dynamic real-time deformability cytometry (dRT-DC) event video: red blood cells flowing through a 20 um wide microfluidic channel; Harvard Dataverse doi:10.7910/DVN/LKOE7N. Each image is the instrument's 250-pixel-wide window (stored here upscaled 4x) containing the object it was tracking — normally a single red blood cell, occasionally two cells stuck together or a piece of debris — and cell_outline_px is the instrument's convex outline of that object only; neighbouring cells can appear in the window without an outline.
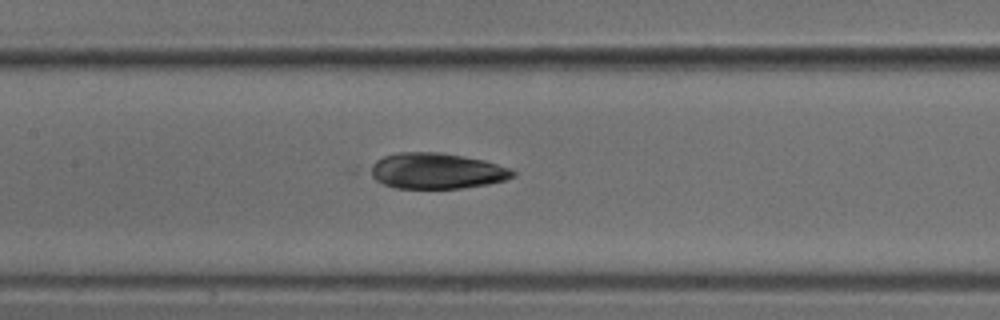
{"species": "common noctule bat (a hibernating species)", "species_latin": "Nyctalus noctula", "temperature_condition": "cold", "stored_images_in_passage": 36, "camera_frame_rate_fps": 3000, "um_per_image_px": 0.085, "animal": {"sex": "male", "body_mass_g": 18.8}, "frame": {"image": 1, "passage_image": 12, "time_ms": 3.667, "image_size_px": [1000, 320], "cell_outline_px": [[516, 176], [504, 180], [488, 184], [460, 188], [396, 188], [384, 184], [376, 180], [364, 172], [364, 168], [376, 160], [384, 156], [396, 152], [440, 152], [464, 156], [484, 160], [512, 168], [516, 172]], "centroid_in_image_um": [37.04, 14.52], "position_along_channel_um": 170.4, "area_um2": 30.29}}
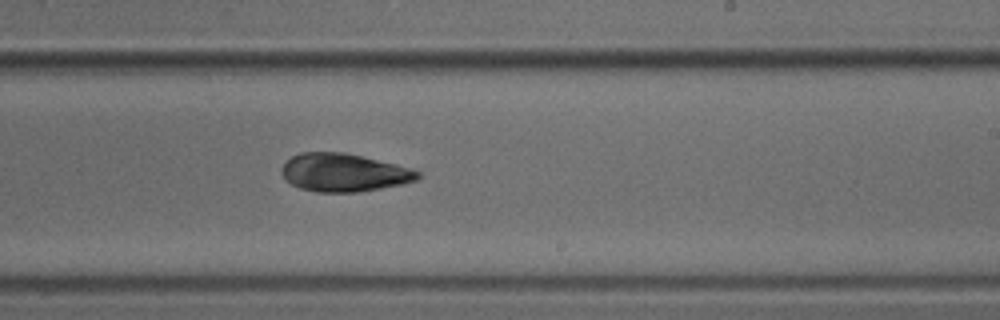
{"frame": {"image": 2, "passage_image": 19, "time_ms": 6.0, "image_size_px": [1000, 320], "cell_outline_px": [[420, 176], [416, 180], [404, 184], [356, 192], [316, 192], [300, 188], [292, 184], [280, 172], [280, 168], [292, 156], [300, 152], [344, 152], [396, 164], [420, 172]], "centroid_in_image_um": [29.21, 14.66], "position_along_channel_um": 259.8, "area_um2": 30.0}}
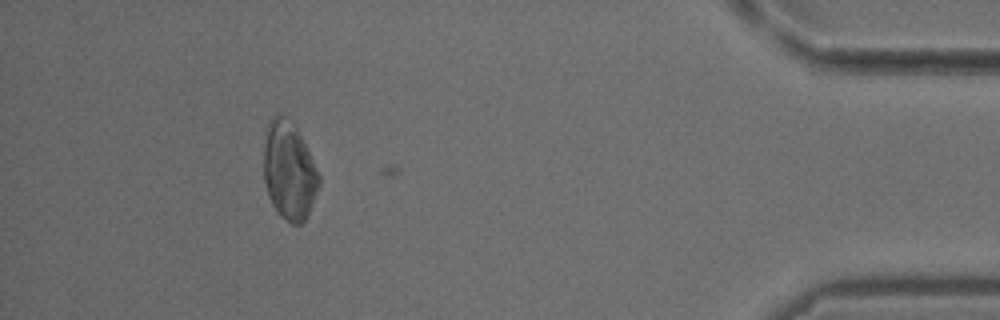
{"frame": {"image": 3, "passage_image": 35, "time_ms": 11.333, "image_size_px": [1000, 320], "cell_outline_px": [[320, 184], [308, 216], [300, 224], [292, 224], [280, 216], [272, 204], [264, 180], [264, 144], [268, 124], [276, 116], [284, 116], [296, 128], [320, 176]], "centroid_in_image_um": [24.58, 14.58], "position_along_channel_um": 410.6, "area_um2": 30.87}}